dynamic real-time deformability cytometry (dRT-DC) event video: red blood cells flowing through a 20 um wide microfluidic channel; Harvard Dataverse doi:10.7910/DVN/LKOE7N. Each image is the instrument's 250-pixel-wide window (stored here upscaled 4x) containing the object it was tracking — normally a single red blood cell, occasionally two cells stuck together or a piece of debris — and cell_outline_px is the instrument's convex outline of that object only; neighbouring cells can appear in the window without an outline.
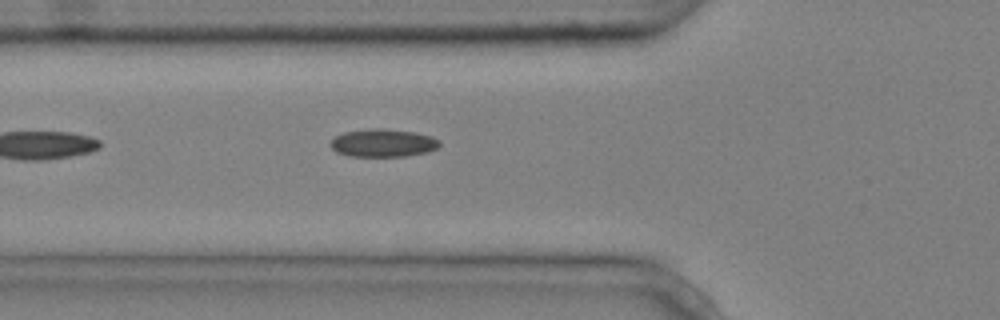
{"species": "common noctule bat (a hibernating species)", "species_latin": "Nyctalus noctula", "temperature_condition": "cold", "stored_images_in_passage": 5, "camera_frame_rate_fps": 3000, "um_per_image_px": 0.085, "animal": {"sex": "male", "body_mass_g": 20.4}, "frame": {"image": 1, "passage_image": 5, "time_ms": 1.333, "image_size_px": [1000, 320], "cell_outline_px": [[440, 144], [436, 148], [428, 152], [404, 156], [348, 156], [336, 152], [328, 144], [336, 136], [344, 132], [368, 128], [384, 128], [416, 132], [432, 136], [440, 140]], "centroid_in_image_um": [32.55, 12.14], "position_along_channel_um": 93.2, "area_um2": 17.92}}